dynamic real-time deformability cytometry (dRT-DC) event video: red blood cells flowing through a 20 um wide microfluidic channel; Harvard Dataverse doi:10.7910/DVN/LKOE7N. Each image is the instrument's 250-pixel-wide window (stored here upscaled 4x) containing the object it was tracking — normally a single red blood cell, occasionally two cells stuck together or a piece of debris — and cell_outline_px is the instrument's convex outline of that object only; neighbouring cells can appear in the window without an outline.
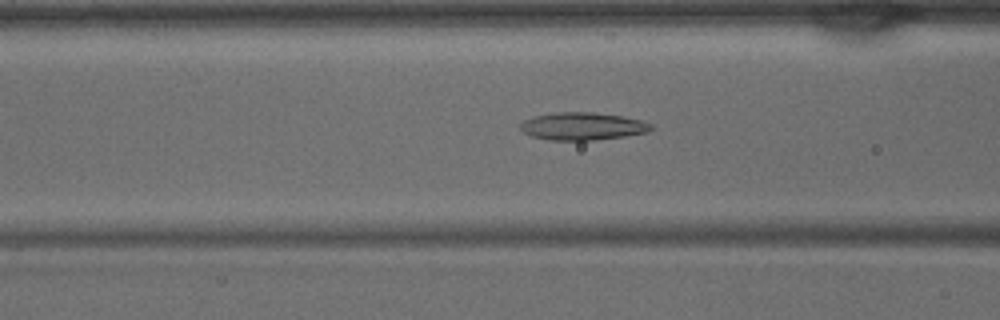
{"species": "common noctule bat (a hibernating species)", "species_latin": "Nyctalus noctula", "temperature_condition": "warm", "stored_images_in_passage": 40, "camera_frame_rate_fps": 3000, "um_per_image_px": 0.085, "animal": {"sex": "male", "body_mass_g": 15.6}, "frame": {"image": 1, "passage_image": 16, "time_ms": 5.0, "image_size_px": [1000, 320], "cell_outline_px": [[652, 128], [648, 132], [624, 136], [592, 140], [548, 140], [532, 136], [524, 132], [520, 128], [520, 124], [524, 120], [532, 116], [556, 112], [592, 112], [620, 116], [644, 120], [652, 124]], "centroid_in_image_um": [49.51, 10.72], "position_along_channel_um": 117.1, "area_um2": 21.04}}
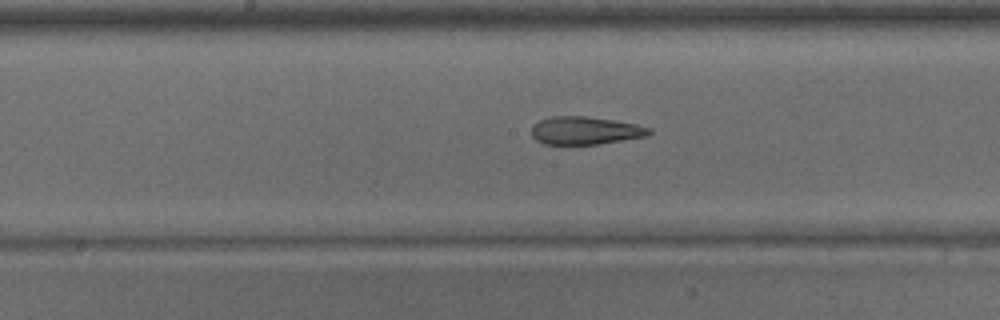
{"frame": {"image": 2, "passage_image": 21, "time_ms": 6.667, "image_size_px": [1000, 320], "cell_outline_px": [[652, 132], [644, 136], [600, 144], [544, 144], [536, 140], [532, 136], [532, 124], [540, 120], [552, 116], [588, 116], [616, 120], [636, 124], [652, 128]], "centroid_in_image_um": [49.73, 11.09], "position_along_channel_um": 198.5, "area_um2": 19.19}}
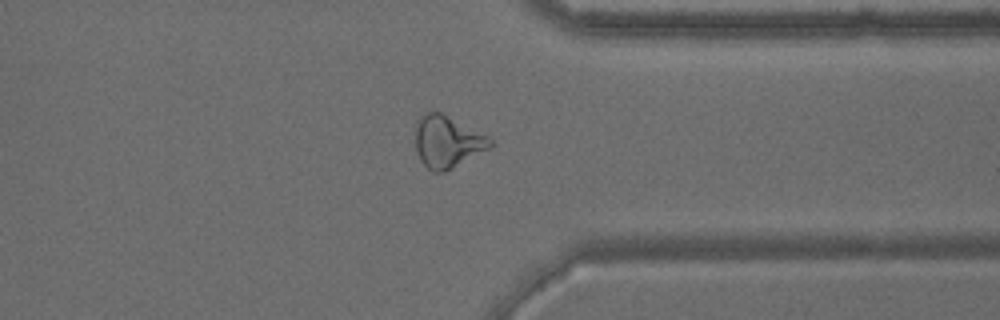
{"frame": {"image": 3, "passage_image": 32, "time_ms": 10.333, "image_size_px": [1000, 320], "cell_outline_px": [[492, 144], [488, 148], [452, 168], [444, 172], [436, 172], [428, 168], [420, 160], [416, 152], [416, 120], [420, 116], [428, 112], [440, 112], [488, 136], [492, 140]], "centroid_in_image_um": [37.98, 12.04], "position_along_channel_um": 373.4, "area_um2": 22.2}}